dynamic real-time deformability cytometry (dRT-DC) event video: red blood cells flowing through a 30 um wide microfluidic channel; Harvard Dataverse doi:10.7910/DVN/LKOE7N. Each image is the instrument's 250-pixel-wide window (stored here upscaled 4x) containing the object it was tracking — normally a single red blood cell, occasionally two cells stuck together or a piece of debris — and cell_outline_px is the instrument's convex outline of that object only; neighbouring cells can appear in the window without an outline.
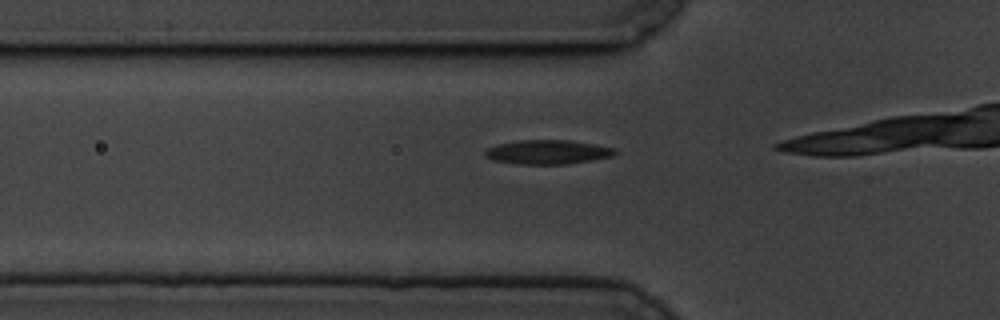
{"species": "common noctule bat (a hibernating species)", "species_latin": "Nyctalus noctula", "temperature_condition": "cold", "stored_images_in_passage": 14, "camera_frame_rate_fps": 3000, "um_per_image_px": 0.085, "animal": {"sex": "male", "body_mass_g": 19.5, "forearm_length_mm": 54.6}, "frame": {"image": 1, "passage_image": 9, "time_ms": 2.667, "image_size_px": [1000, 320], "cell_outline_px": [[616, 152], [612, 156], [592, 160], [568, 164], [516, 164], [492, 160], [484, 156], [484, 152], [488, 148], [496, 144], [516, 140], [572, 140], [616, 148]], "centroid_in_image_um": [46.52, 12.92], "position_along_channel_um": 79.3, "area_um2": 18.5}}
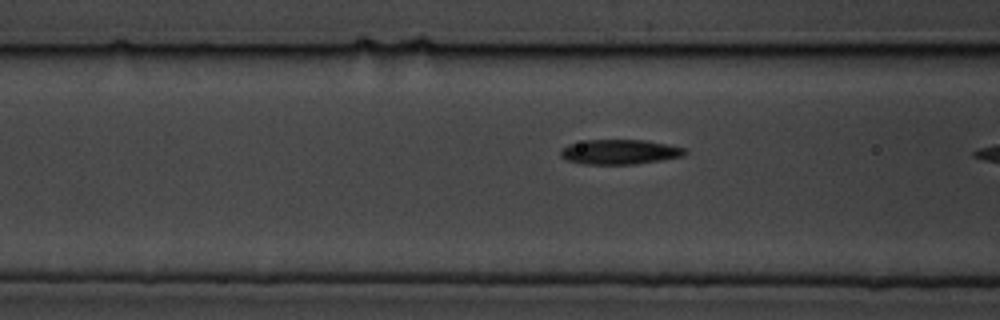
{"frame": {"image": 2, "passage_image": 12, "time_ms": 3.667, "image_size_px": [1000, 320], "cell_outline_px": [[688, 152], [684, 156], [636, 164], [584, 164], [568, 160], [560, 156], [560, 152], [568, 144], [584, 140], [644, 140], [668, 144], [688, 148]], "centroid_in_image_um": [52.73, 12.91], "position_along_channel_um": 113.9, "area_um2": 18.03}}